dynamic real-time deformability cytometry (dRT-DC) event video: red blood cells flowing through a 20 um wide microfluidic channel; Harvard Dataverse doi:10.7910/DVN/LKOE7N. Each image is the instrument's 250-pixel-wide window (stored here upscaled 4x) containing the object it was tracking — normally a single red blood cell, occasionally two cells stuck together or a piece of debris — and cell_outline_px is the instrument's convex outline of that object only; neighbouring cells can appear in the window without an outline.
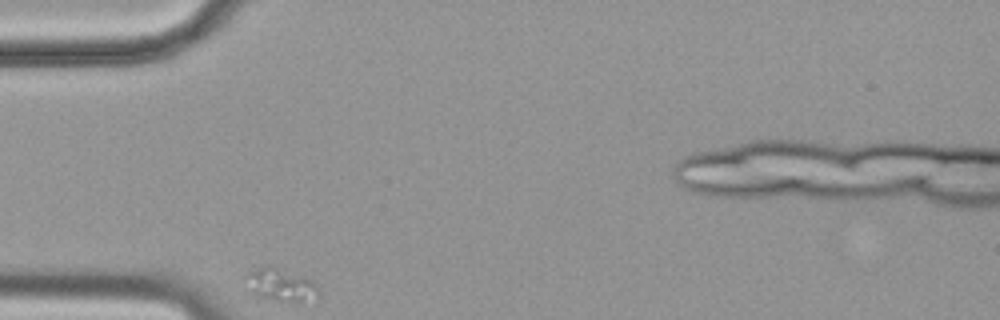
{"species": "common noctule bat (a hibernating species)", "species_latin": "Nyctalus noctula", "temperature_condition": "cold", "stored_images_in_passage": 36, "camera_frame_rate_fps": 3000, "um_per_image_px": 0.085, "animal": {"sex": "female", "body_mass_g": 19.9}, "frame": {"image": 1, "passage_image": 1, "time_ms": 0.0, "image_size_px": [1000, 320], "cell_outline_px": [[320, 292], [300, 300], [280, 300], [260, 296], [252, 288], [244, 276], [248, 272], [264, 264], [276, 264], [312, 280], [316, 284]], "centroid_in_image_um": [23.84, 24.08], "position_along_channel_um": 61.2, "area_um2": 13.35}}
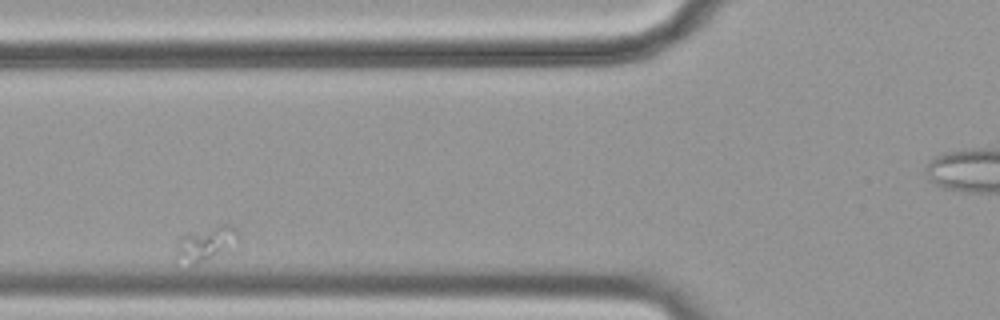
{"frame": {"image": 2, "passage_image": 7, "time_ms": 2.0, "image_size_px": [1000, 320], "cell_outline_px": [[240, 240], [192, 268], [180, 252], [180, 236], [188, 232], [220, 224], [228, 224], [240, 236]], "centroid_in_image_um": [17.57, 20.64], "position_along_channel_um": 108.2, "area_um2": 11.5}}
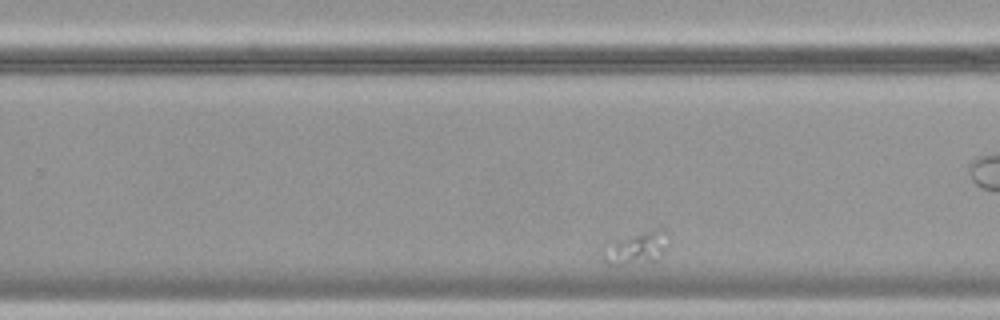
{"frame": {"image": 3, "passage_image": 26, "time_ms": 8.333, "image_size_px": [1000, 320], "cell_outline_px": [[664, 248], [660, 260], [652, 264], [616, 268], [612, 268], [604, 264], [600, 256], [612, 240], [664, 228]], "centroid_in_image_um": [53.97, 21.25], "position_along_channel_um": 275.8, "area_um2": 12.89}}